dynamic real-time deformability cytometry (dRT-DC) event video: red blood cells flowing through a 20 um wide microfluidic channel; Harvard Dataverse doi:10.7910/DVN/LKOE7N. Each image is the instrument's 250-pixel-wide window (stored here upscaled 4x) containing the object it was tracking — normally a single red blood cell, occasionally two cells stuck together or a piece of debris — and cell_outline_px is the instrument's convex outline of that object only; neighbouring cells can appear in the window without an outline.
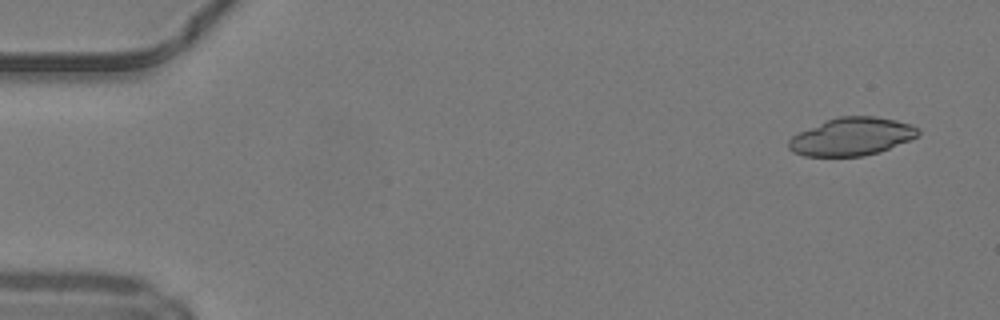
{"species": "common noctule bat (a hibernating species)", "species_latin": "Nyctalus noctula", "temperature_condition": "warm", "stored_images_in_passage": 48, "camera_frame_rate_fps": 3000, "um_per_image_px": 0.085, "animal": {"sex": "male", "body_mass_g": 19.2, "forearm_length_mm": 51.8}, "frame": {"image": 1, "passage_image": 3, "time_ms": 0.667, "image_size_px": [1000, 320], "cell_outline_px": [[920, 136], [880, 152], [864, 156], [804, 156], [792, 152], [788, 148], [788, 140], [792, 136], [800, 132], [836, 116], [876, 116], [896, 120], [908, 124], [916, 128], [920, 132]], "centroid_in_image_um": [72.4, 11.62], "position_along_channel_um": 12.6, "area_um2": 28.55}}